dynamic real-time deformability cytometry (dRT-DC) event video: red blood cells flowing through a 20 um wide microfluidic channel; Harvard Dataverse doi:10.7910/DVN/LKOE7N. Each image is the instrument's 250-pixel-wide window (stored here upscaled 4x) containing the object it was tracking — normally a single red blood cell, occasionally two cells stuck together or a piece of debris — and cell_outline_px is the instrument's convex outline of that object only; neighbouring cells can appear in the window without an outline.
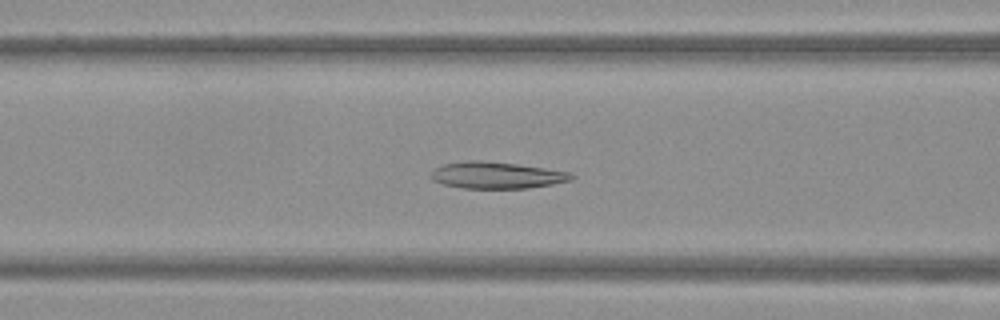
{"species": "Egyptian fruit bat (a non-hibernating species)", "species_latin": "Rousettus aegyptiacus", "temperature_condition": "warm", "stored_images_in_passage": 45, "camera_frame_rate_fps": 3000, "um_per_image_px": 0.085, "frame": {"image": 1, "passage_image": 16, "time_ms": 5.0, "image_size_px": [1000, 320], "cell_outline_px": [[576, 176], [572, 180], [552, 184], [528, 188], [460, 188], [444, 184], [432, 180], [428, 176], [436, 168], [444, 164], [468, 160], [480, 160], [516, 164], [572, 172]], "centroid_in_image_um": [42.22, 14.89], "position_along_channel_um": 124.4, "area_um2": 21.85}}
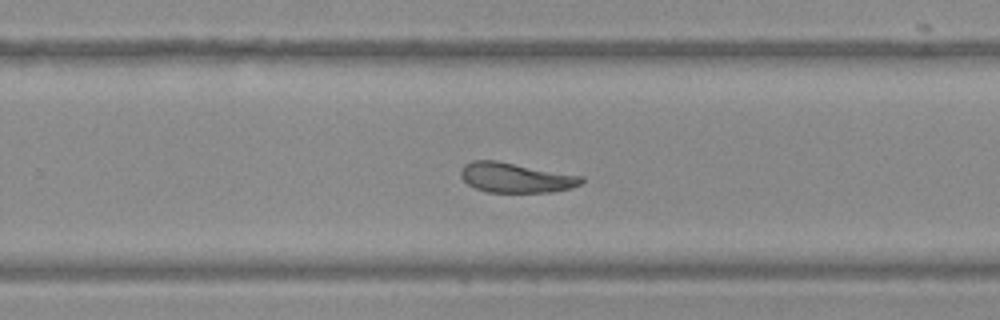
{"frame": {"image": 2, "passage_image": 28, "time_ms": 9.0, "image_size_px": [1000, 320], "cell_outline_px": [[584, 180], [580, 184], [572, 188], [552, 192], [488, 192], [476, 188], [468, 184], [460, 176], [460, 168], [464, 164], [472, 160], [496, 160], [584, 176]], "centroid_in_image_um": [43.84, 15.09], "position_along_channel_um": 286.0, "area_um2": 21.15}}
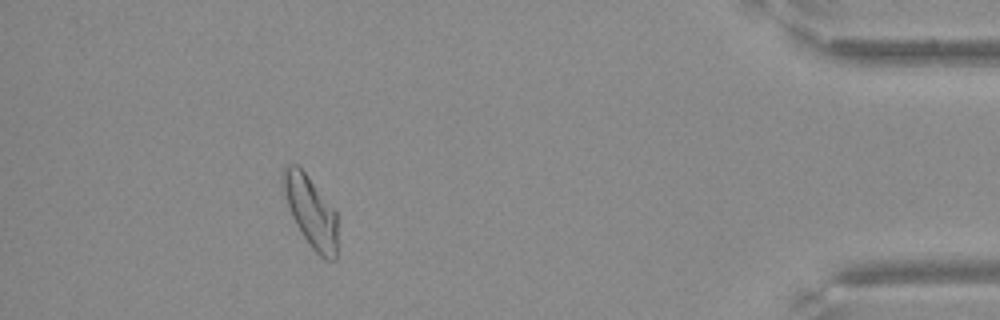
{"frame": {"image": 3, "passage_image": 41, "time_ms": 13.333, "image_size_px": [1000, 320], "cell_outline_px": [[336, 260], [324, 260], [312, 248], [296, 224], [292, 216], [280, 184], [280, 176], [284, 168], [288, 164], [296, 164], [308, 176], [336, 212]], "centroid_in_image_um": [26.38, 17.95], "position_along_channel_um": 408.8, "area_um2": 22.31}}